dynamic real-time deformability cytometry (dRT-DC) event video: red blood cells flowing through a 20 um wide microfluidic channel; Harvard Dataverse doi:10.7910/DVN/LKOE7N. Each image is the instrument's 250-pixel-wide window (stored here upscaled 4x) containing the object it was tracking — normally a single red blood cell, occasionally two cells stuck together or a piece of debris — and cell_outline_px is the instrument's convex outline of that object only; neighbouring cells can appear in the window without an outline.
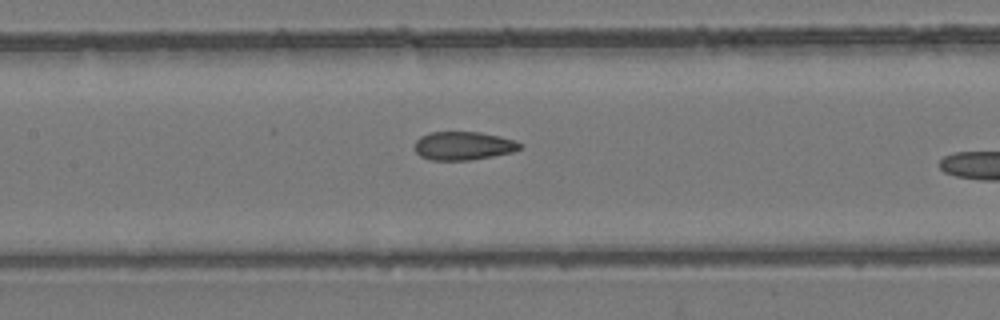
{"species": "common noctule bat (a hibernating species)", "species_latin": "Nyctalus noctula", "temperature_condition": "room temperature", "stored_images_in_passage": 30, "camera_frame_rate_fps": 3000, "um_per_image_px": 0.085, "animal": {"sex": "female", "body_mass_g": 24.6, "forearm_length_mm": 56.2}, "frame": {"image": 1, "passage_image": 22, "time_ms": 7.0, "image_size_px": [1000, 320], "cell_outline_px": [[524, 144], [520, 148], [512, 152], [492, 156], [468, 160], [432, 160], [420, 156], [412, 148], [416, 140], [420, 136], [428, 132], [480, 132], [500, 136], [516, 140]], "centroid_in_image_um": [39.36, 12.38], "position_along_channel_um": 168.0, "area_um2": 17.63}}